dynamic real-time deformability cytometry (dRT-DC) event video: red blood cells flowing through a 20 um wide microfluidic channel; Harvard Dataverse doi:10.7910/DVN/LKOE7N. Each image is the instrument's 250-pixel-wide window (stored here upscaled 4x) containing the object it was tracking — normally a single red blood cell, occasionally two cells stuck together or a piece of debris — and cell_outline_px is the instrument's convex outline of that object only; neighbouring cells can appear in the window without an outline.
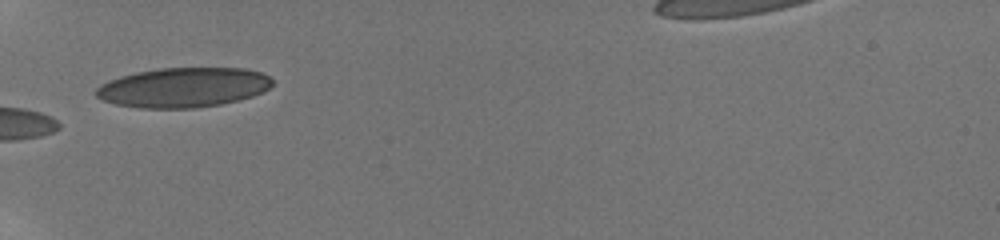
{"species": "human", "species_latin": "Homo sapiens", "temperature_condition": "room temperature", "stored_images_in_passage": 33, "camera_frame_rate_fps": 3000, "um_per_image_px": 0.085, "donor": {"sex": "male"}, "frame": {"image": 1, "passage_image": 1, "time_ms": 0.0, "image_size_px": [1000, 240], "cell_outline_px": [[272, 84], [268, 88], [252, 96], [220, 104], [196, 108], [140, 108], [116, 104], [104, 100], [96, 96], [92, 92], [100, 84], [108, 80], [120, 76], [136, 72], [160, 68], [244, 68], [260, 72], [268, 76], [272, 80]], "centroid_in_image_um": [15.53, 7.43], "position_along_channel_um": 69.5, "area_um2": 40.75}}
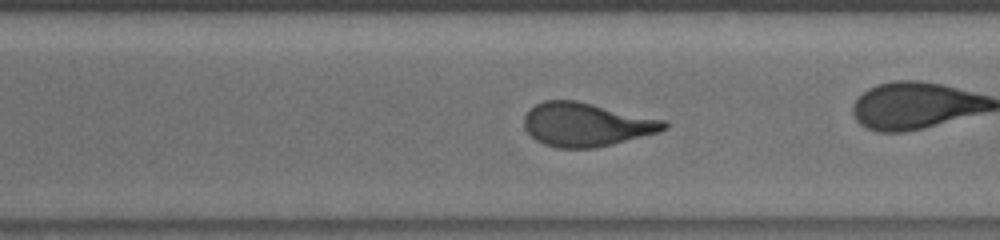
{"frame": {"image": 2, "passage_image": 19, "time_ms": 6.0, "image_size_px": [1000, 240], "cell_outline_px": [[668, 128], [660, 132], [596, 148], [556, 148], [544, 144], [536, 140], [524, 128], [524, 116], [536, 104], [544, 100], [576, 100], [668, 120]], "centroid_in_image_um": [49.88, 10.58], "position_along_channel_um": 320.7, "area_um2": 35.84}, "authors_computed_cell_mechanics": {"area_um2": 36.0094, "velocity_mm_per_s": 3.8921, "shape_relaxation_time_tau1_ms": 6.9268, "shape_relaxation_time_tau2_ms": 1.2036, "deformation_change_tau1": 0.2272, "deformation_change_tau2": 0.0827}}